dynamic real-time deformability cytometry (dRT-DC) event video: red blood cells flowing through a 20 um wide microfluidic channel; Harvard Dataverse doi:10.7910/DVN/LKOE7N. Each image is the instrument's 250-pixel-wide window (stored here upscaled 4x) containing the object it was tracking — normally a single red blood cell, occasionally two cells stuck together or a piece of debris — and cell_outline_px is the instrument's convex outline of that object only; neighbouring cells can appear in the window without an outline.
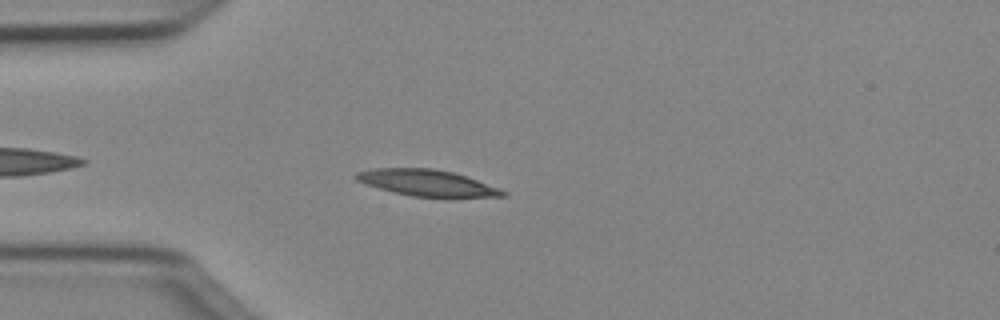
{"species": "Egyptian fruit bat (a non-hibernating species)", "species_latin": "Rousettus aegyptiacus", "temperature_condition": "cold", "stored_images_in_passage": 10, "camera_frame_rate_fps": 3000, "um_per_image_px": 0.085, "animal": {"sex": "female"}, "frame": {"image": 1, "passage_image": 5, "time_ms": 1.333, "image_size_px": [1000, 320], "cell_outline_px": [[508, 192], [504, 196], [412, 196], [392, 192], [356, 180], [356, 172], [376, 168], [432, 168], [452, 172], [500, 188]], "centroid_in_image_um": [36.27, 15.53], "position_along_channel_um": 48.7, "area_um2": 21.79}}
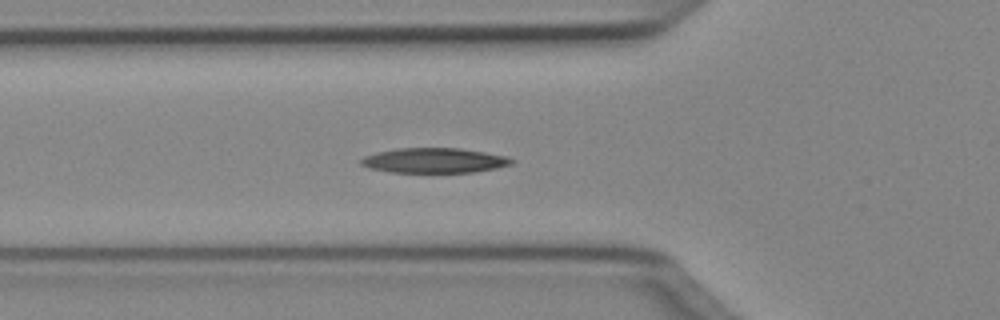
{"frame": {"image": 2, "passage_image": 9, "time_ms": 2.667, "image_size_px": [1000, 320], "cell_outline_px": [[516, 160], [512, 164], [496, 168], [472, 172], [388, 172], [368, 168], [360, 164], [360, 160], [364, 156], [376, 152], [396, 148], [460, 148], [508, 156]], "centroid_in_image_um": [36.9, 13.63], "position_along_channel_um": 88.9, "area_um2": 22.02}}